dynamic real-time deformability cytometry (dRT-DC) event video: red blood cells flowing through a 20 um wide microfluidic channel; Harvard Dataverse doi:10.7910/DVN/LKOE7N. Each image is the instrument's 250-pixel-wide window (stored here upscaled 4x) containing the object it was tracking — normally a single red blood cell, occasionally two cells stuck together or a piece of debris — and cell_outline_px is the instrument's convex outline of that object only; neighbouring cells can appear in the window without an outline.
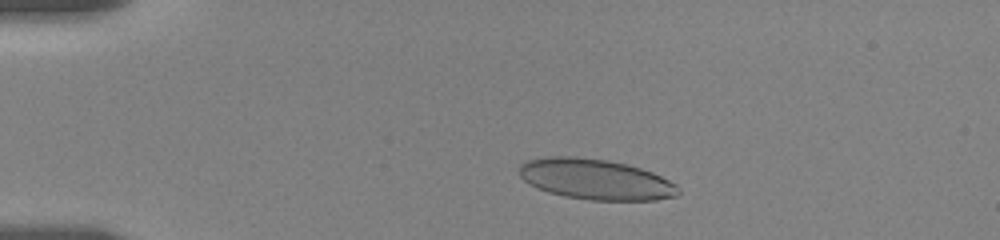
{"species": "human", "species_latin": "Homo sapiens", "temperature_condition": "room temperature", "stored_images_in_passage": 18, "camera_frame_rate_fps": 3000, "um_per_image_px": 0.085, "donor": {"sex": "female"}, "frame": {"image": 1, "passage_image": 5, "time_ms": 2.0, "image_size_px": [1000, 240], "cell_outline_px": [[680, 192], [676, 196], [656, 200], [592, 200], [564, 196], [548, 192], [536, 188], [524, 180], [520, 176], [520, 164], [528, 160], [548, 156], [576, 156], [608, 160], [628, 164], [652, 172], [676, 184], [680, 188]], "centroid_in_image_um": [50.63, 15.24], "position_along_channel_um": 34.4, "area_um2": 37.69}}
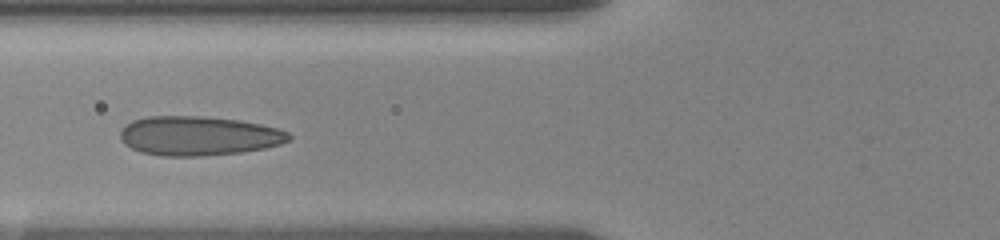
{"frame": {"image": 2, "passage_image": 13, "time_ms": 5.667, "image_size_px": [1000, 240], "cell_outline_px": [[292, 136], [288, 140], [280, 144], [264, 148], [240, 152], [200, 156], [160, 156], [140, 152], [124, 144], [120, 140], [120, 132], [132, 120], [148, 116], [204, 116], [240, 120], [280, 128], [288, 132]], "centroid_in_image_um": [16.88, 11.54], "position_along_channel_um": 108.9, "area_um2": 38.73}}
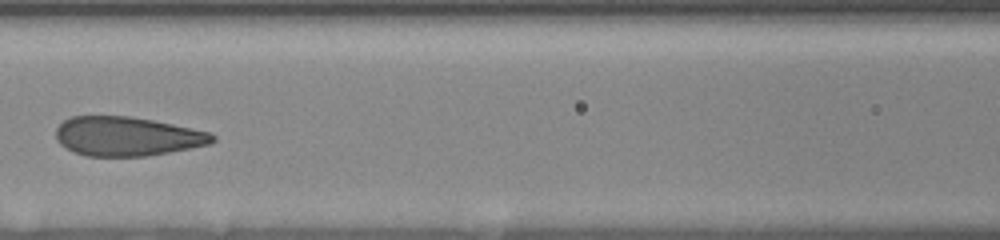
{"frame": {"image": 3, "passage_image": 16, "time_ms": 7.0, "image_size_px": [1000, 240], "cell_outline_px": [[216, 140], [208, 144], [192, 148], [148, 156], [84, 156], [60, 144], [56, 140], [56, 128], [64, 120], [72, 116], [132, 116], [212, 132], [216, 136]], "centroid_in_image_um": [10.82, 11.59], "position_along_channel_um": 155.8, "area_um2": 35.84}}